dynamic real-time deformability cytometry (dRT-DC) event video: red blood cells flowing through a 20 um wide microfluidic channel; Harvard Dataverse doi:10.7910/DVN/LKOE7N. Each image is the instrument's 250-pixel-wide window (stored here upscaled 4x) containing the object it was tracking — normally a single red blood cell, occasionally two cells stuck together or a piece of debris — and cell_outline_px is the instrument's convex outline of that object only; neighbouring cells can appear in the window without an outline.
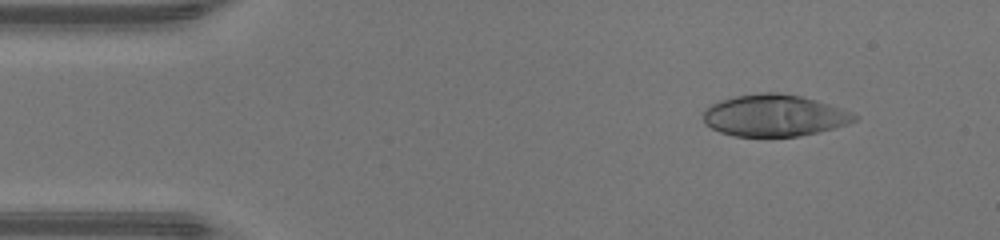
{"species": "human", "species_latin": "Homo sapiens", "temperature_condition": "warm", "stored_images_in_passage": 46, "camera_frame_rate_fps": 3000, "um_per_image_px": 0.085, "donor": {"sex": "male"}, "frame": {"image": 1, "passage_image": 5, "time_ms": 1.333, "image_size_px": [1000, 240], "cell_outline_px": [[856, 120], [848, 124], [800, 136], [736, 136], [720, 132], [704, 124], [704, 108], [708, 104], [720, 100], [736, 96], [760, 92], [776, 92], [800, 96], [816, 100], [852, 112], [856, 116]], "centroid_in_image_um": [65.77, 9.81], "position_along_channel_um": 19.2, "area_um2": 36.65}}
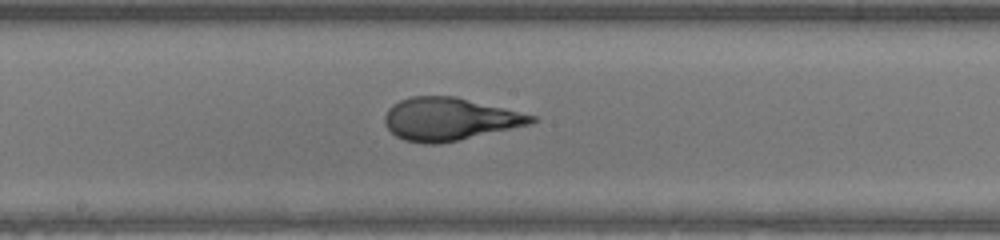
{"frame": {"image": 2, "passage_image": 24, "time_ms": 7.667, "image_size_px": [1000, 240], "cell_outline_px": [[536, 120], [532, 124], [460, 140], [440, 144], [424, 144], [404, 140], [396, 136], [384, 124], [384, 116], [388, 108], [392, 104], [400, 100], [412, 96], [456, 96], [536, 116]], "centroid_in_image_um": [38.18, 10.13], "position_along_channel_um": 210.0, "area_um2": 36.65}}
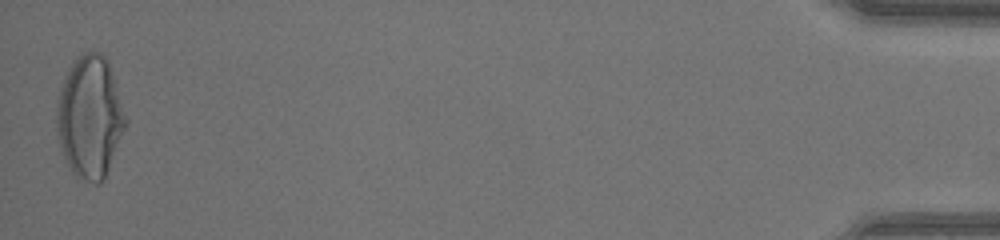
{"frame": {"image": 3, "passage_image": 46, "time_ms": 15.0, "image_size_px": [1000, 240], "cell_outline_px": [[128, 124], [104, 180], [100, 184], [96, 184], [76, 176], [72, 172], [60, 148], [56, 128], [56, 104], [60, 88], [68, 68], [76, 56], [84, 52], [100, 52], [108, 60], [128, 120]], "centroid_in_image_um": [7.65, 9.94], "position_along_channel_um": 427.6, "area_um2": 49.59}, "authors_computed_cell_mechanics": {"area_um2": 36.8764, "velocity_mm_per_s": 4.3777, "shape_relaxation_time_tau1_ms": 8.1681, "shape_relaxation_time_tau2_ms": null, "deformation_change_tau1": 0.3724, "deformation_change_tau2": null}}